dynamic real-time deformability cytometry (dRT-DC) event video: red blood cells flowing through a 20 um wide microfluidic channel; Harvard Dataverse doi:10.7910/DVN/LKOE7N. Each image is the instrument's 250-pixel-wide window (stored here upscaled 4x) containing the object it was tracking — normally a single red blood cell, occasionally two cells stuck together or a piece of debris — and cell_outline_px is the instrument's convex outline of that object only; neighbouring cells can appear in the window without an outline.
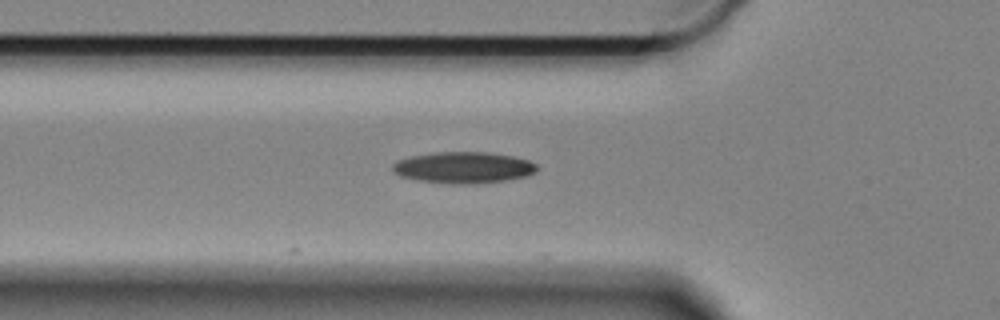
{"species": "Egyptian fruit bat (a non-hibernating species)", "species_latin": "Rousettus aegyptiacus", "temperature_condition": "cold", "stored_images_in_passage": 4, "camera_frame_rate_fps": 3000, "um_per_image_px": 0.085, "animal": {"sex": "female"}, "frame": {"image": 1, "passage_image": 4, "time_ms": 1.0, "image_size_px": [1000, 320], "cell_outline_px": [[536, 172], [528, 176], [504, 180], [476, 184], [448, 184], [416, 180], [400, 176], [392, 172], [392, 164], [396, 160], [412, 156], [436, 152], [488, 152], [512, 156], [528, 160], [536, 164]], "centroid_in_image_um": [39.36, 14.25], "position_along_channel_um": 86.4, "area_um2": 26.59}}